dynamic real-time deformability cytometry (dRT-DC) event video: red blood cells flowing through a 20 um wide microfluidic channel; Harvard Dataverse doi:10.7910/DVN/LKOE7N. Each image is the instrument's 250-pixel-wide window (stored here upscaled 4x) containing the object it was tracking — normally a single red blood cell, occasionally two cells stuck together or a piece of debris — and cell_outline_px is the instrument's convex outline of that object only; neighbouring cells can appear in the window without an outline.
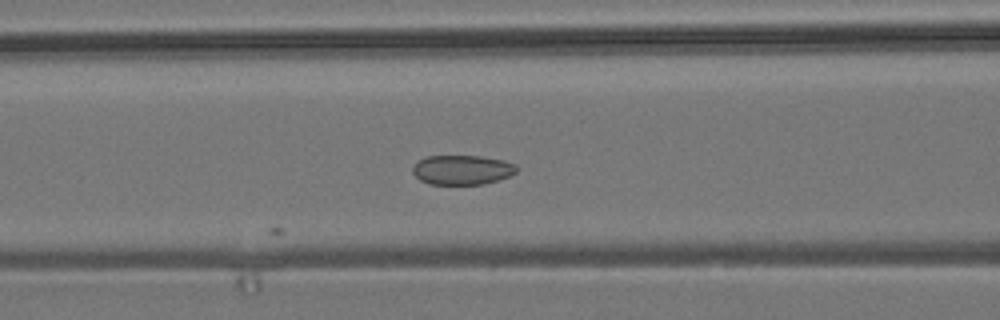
{"species": "common noctule bat (a hibernating species)", "species_latin": "Nyctalus noctula", "temperature_condition": "room temperature", "stored_images_in_passage": 5, "camera_frame_rate_fps": 3000, "um_per_image_px": 0.085, "animal": {"sex": "male", "body_mass_g": 19.2, "forearm_length_mm": 51.8}, "frame": {"image": 1, "passage_image": 5, "time_ms": 5.667, "image_size_px": [1000, 320], "cell_outline_px": [[516, 172], [508, 176], [484, 184], [428, 184], [420, 180], [412, 172], [412, 168], [420, 160], [428, 156], [480, 156], [500, 160], [516, 164]], "centroid_in_image_um": [39.26, 14.44], "position_along_channel_um": 127.3, "area_um2": 17.63}}